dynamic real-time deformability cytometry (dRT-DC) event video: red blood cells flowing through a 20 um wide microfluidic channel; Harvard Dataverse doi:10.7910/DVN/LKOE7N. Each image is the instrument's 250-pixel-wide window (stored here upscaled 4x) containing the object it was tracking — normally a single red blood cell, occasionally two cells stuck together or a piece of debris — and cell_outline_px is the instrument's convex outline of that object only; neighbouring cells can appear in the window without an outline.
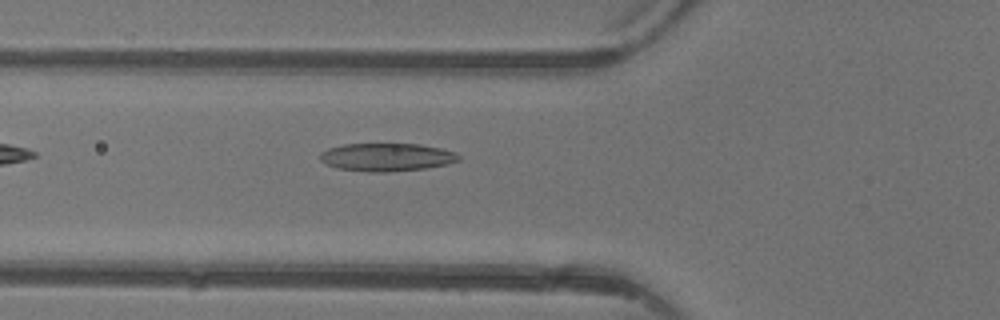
{"species": "common noctule bat (a hibernating species)", "species_latin": "Nyctalus noctula", "temperature_condition": "warm", "stored_images_in_passage": 5, "camera_frame_rate_fps": 3000, "um_per_image_px": 0.085, "animal": {"sex": "female"}, "frame": {"image": 1, "passage_image": 5, "time_ms": 5.0, "image_size_px": [1000, 320], "cell_outline_px": [[460, 160], [448, 164], [424, 168], [388, 172], [368, 172], [336, 168], [320, 160], [320, 152], [328, 148], [344, 144], [420, 144], [440, 148], [456, 152], [460, 156]], "centroid_in_image_um": [32.87, 13.36], "position_along_channel_um": 92.9, "area_um2": 22.66}}